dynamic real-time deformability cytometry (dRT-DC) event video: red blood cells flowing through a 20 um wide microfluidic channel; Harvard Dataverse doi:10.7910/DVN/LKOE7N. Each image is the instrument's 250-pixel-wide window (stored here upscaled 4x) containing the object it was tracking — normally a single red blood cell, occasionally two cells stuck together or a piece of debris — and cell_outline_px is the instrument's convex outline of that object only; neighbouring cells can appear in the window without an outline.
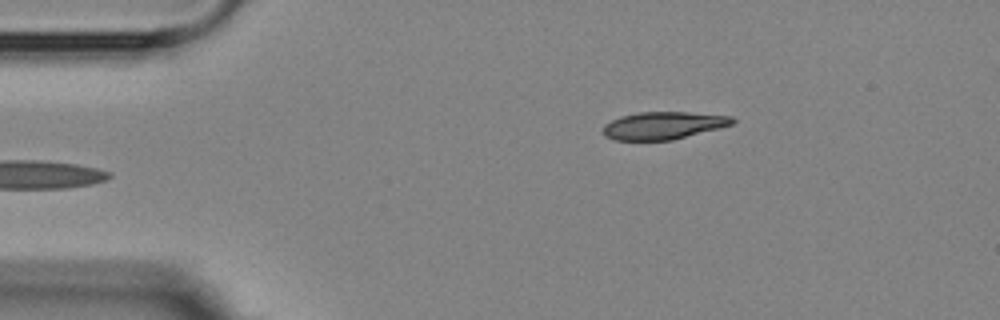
{"species": "Egyptian fruit bat (a non-hibernating species)", "species_latin": "Rousettus aegyptiacus", "temperature_condition": "room temperature", "stored_images_in_passage": 5, "camera_frame_rate_fps": 3000, "um_per_image_px": 0.085, "animal": {"sex": "female"}, "frame": {"image": 1, "passage_image": 5, "time_ms": 5.333, "image_size_px": [1000, 320], "cell_outline_px": [[736, 120], [732, 124], [720, 128], [672, 140], [612, 140], [604, 136], [604, 124], [620, 116], [640, 112], [688, 112], [732, 116]], "centroid_in_image_um": [56.38, 10.67], "position_along_channel_um": 28.6, "area_um2": 20.75}}